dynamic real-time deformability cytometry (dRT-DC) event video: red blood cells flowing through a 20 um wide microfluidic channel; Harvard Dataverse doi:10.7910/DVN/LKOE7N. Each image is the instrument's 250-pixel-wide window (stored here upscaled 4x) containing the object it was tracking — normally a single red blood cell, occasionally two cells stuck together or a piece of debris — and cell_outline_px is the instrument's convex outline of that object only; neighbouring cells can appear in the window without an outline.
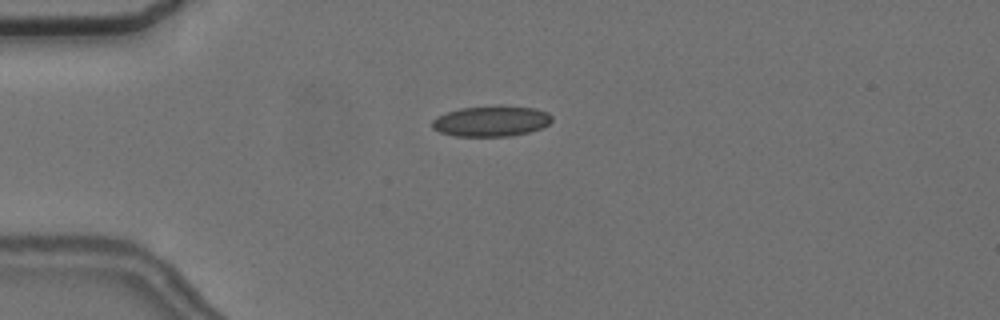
{"species": "common noctule bat (a hibernating species)", "species_latin": "Nyctalus noctula", "temperature_condition": "cold", "stored_images_in_passage": 11, "camera_frame_rate_fps": 3000, "um_per_image_px": 0.085, "animal": {"sex": "female", "body_mass_g": 24.6, "forearm_length_mm": 56.2}, "frame": {"image": 1, "passage_image": 5, "time_ms": 4.667, "image_size_px": [1000, 320], "cell_outline_px": [[552, 120], [548, 124], [540, 128], [528, 132], [512, 136], [456, 136], [440, 132], [432, 128], [432, 120], [436, 116], [460, 108], [500, 104], [536, 108], [548, 112], [552, 116]], "centroid_in_image_um": [41.76, 10.27], "position_along_channel_um": 43.2, "area_um2": 21.73}}
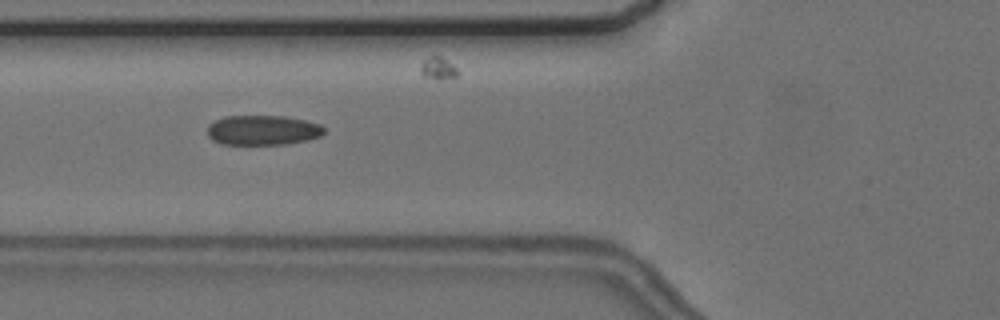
{"frame": {"image": 2, "passage_image": 7, "time_ms": 7.0, "image_size_px": [1000, 320], "cell_outline_px": [[324, 132], [320, 136], [308, 140], [288, 144], [220, 144], [212, 140], [208, 136], [208, 124], [224, 116], [284, 116], [304, 120], [320, 124], [324, 128]], "centroid_in_image_um": [22.32, 11.07], "position_along_channel_um": 103.5, "area_um2": 20.35}}